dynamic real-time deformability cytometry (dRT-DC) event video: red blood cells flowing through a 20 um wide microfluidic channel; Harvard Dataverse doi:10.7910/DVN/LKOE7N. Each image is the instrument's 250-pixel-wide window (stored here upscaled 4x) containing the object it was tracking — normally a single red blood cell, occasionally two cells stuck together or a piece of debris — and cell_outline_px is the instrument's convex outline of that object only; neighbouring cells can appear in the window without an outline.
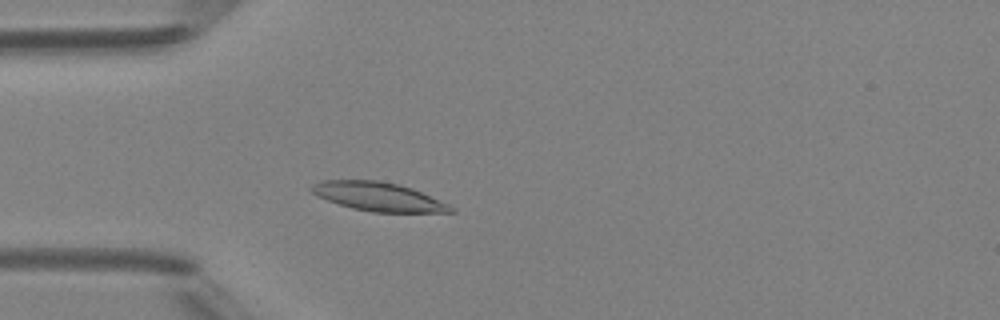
{"species": "Egyptian fruit bat (a non-hibernating species)", "species_latin": "Rousettus aegyptiacus", "temperature_condition": "room temperature", "stored_images_in_passage": 46, "camera_frame_rate_fps": 3000, "um_per_image_px": 0.085, "animal": {"sex": "female"}, "frame": {"image": 1, "passage_image": 11, "time_ms": 3.333, "image_size_px": [1000, 320], "cell_outline_px": [[456, 212], [372, 212], [352, 208], [316, 196], [308, 188], [312, 184], [324, 180], [376, 180], [400, 184], [412, 188], [448, 204], [456, 208]], "centroid_in_image_um": [32.15, 16.71], "position_along_channel_um": 52.9, "area_um2": 23.29}}
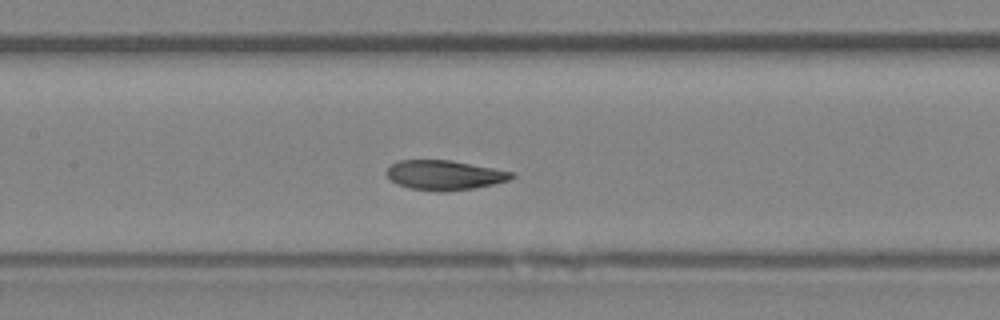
{"frame": {"image": 2, "passage_image": 20, "time_ms": 6.333, "image_size_px": [1000, 320], "cell_outline_px": [[516, 176], [508, 180], [492, 184], [472, 188], [444, 192], [440, 192], [408, 188], [396, 184], [388, 176], [388, 168], [392, 164], [400, 160], [448, 160], [492, 168], [512, 172]], "centroid_in_image_um": [37.76, 14.89], "position_along_channel_um": 169.6, "area_um2": 21.27}}
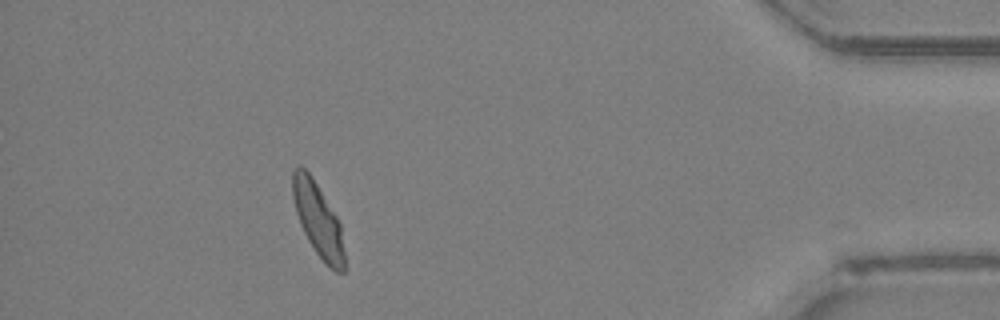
{"frame": {"image": 3, "passage_image": 41, "time_ms": 13.333, "image_size_px": [1000, 320], "cell_outline_px": [[344, 272], [336, 272], [316, 252], [308, 240], [300, 224], [296, 212], [292, 196], [292, 172], [300, 164], [312, 176], [336, 216], [340, 224], [344, 252]], "centroid_in_image_um": [27.01, 18.63], "position_along_channel_um": 408.2, "area_um2": 21.73}, "authors_computed_cell_mechanics": {"area_um2": 22.2819, "velocity_mm_per_s": 4.1872, "shape_relaxation_time_tau1_ms": 3.7192, "shape_relaxation_time_tau2_ms": 1.0031, "deformation_change_tau1": 0.1256, "deformation_change_tau2": 0.06}}